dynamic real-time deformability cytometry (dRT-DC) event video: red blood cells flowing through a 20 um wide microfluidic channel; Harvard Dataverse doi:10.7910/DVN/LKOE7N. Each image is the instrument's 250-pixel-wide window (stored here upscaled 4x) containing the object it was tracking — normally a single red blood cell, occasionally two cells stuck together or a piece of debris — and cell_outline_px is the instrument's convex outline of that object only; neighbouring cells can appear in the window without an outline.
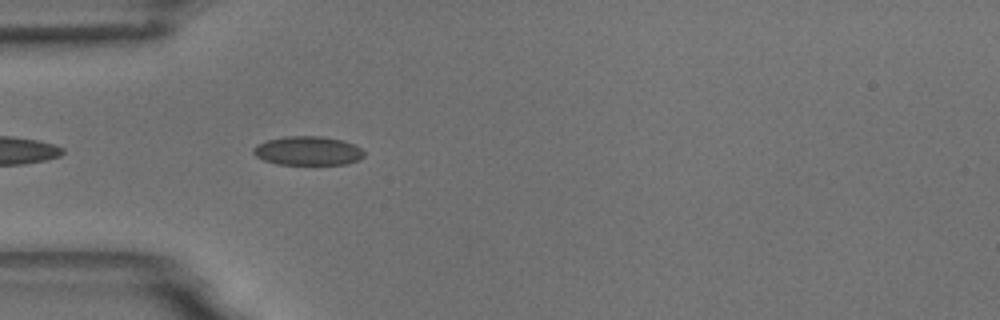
{"species": "common noctule bat (a hibernating species)", "species_latin": "Nyctalus noctula", "temperature_condition": "room temperature", "stored_images_in_passage": 9, "camera_frame_rate_fps": 3000, "um_per_image_px": 0.085, "animal": {"sex": "male", "body_mass_g": 18.8}, "frame": {"image": 1, "passage_image": 1, "time_ms": 0.0, "image_size_px": [1000, 320], "cell_outline_px": [[364, 156], [360, 160], [344, 164], [276, 164], [264, 160], [256, 156], [252, 152], [252, 148], [256, 144], [268, 140], [284, 136], [324, 136], [344, 140], [360, 148], [364, 152]], "centroid_in_image_um": [26.16, 12.81], "position_along_channel_um": 58.8, "area_um2": 18.79}}